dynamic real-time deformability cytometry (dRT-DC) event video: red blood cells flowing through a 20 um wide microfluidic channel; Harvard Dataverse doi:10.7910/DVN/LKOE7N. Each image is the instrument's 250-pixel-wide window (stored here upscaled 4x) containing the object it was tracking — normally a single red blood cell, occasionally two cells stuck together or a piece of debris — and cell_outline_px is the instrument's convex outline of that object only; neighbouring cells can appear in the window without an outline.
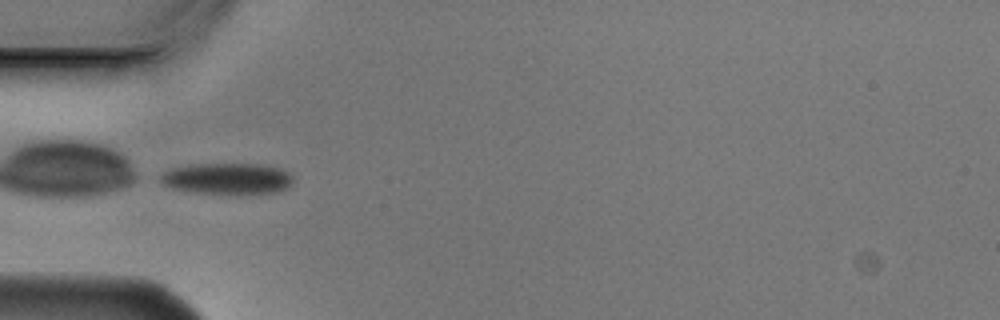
{"species": "Egyptian fruit bat (a non-hibernating species)", "species_latin": "Rousettus aegyptiacus", "temperature_condition": "cold", "stored_images_in_passage": 8, "camera_frame_rate_fps": 3000, "um_per_image_px": 0.085, "animal": {"sex": "male"}, "frame": {"image": 1, "passage_image": 4, "time_ms": 1.0, "image_size_px": [1000, 320], "cell_outline_px": [[292, 180], [284, 188], [272, 192], [240, 196], [192, 192], [172, 188], [164, 184], [160, 180], [160, 176], [164, 172], [172, 168], [188, 164], [260, 164], [280, 168], [288, 172], [292, 176]], "centroid_in_image_um": [19.29, 15.2], "position_along_channel_um": 65.7, "area_um2": 24.51}}
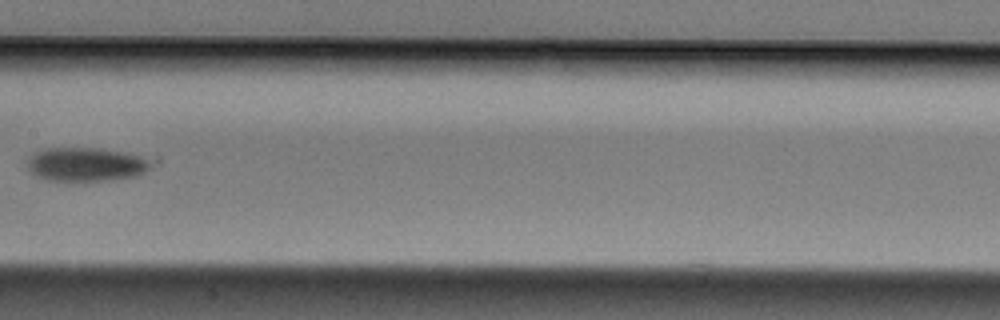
{"frame": {"image": 2, "passage_image": 7, "time_ms": 2.0, "image_size_px": [1000, 320], "cell_outline_px": [[152, 164], [144, 172], [136, 176], [112, 180], [48, 180], [32, 172], [28, 168], [28, 160], [36, 152], [44, 148], [100, 148], [128, 152], [140, 156], [148, 160]], "centroid_in_image_um": [7.34, 13.95], "position_along_channel_um": 200.1, "area_um2": 24.04}}
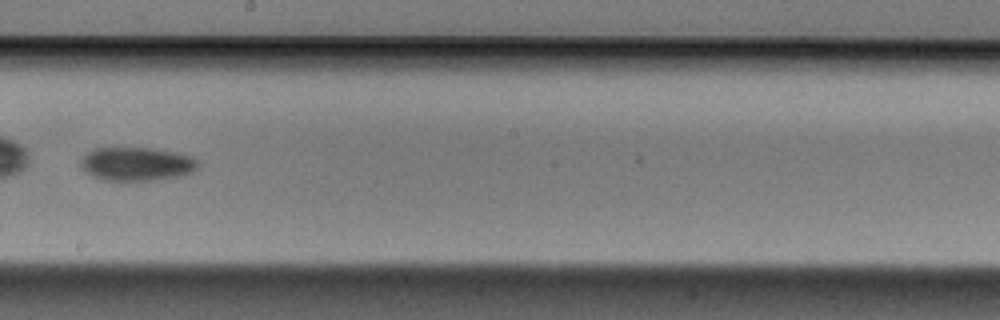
{"frame": {"image": 3, "passage_image": 8, "time_ms": 2.333, "image_size_px": [1000, 320], "cell_outline_px": [[200, 168], [184, 176], [152, 180], [100, 180], [84, 172], [80, 168], [80, 160], [88, 152], [96, 148], [152, 148], [184, 152], [200, 160]], "centroid_in_image_um": [11.69, 13.93], "position_along_channel_um": 236.5, "area_um2": 23.64}}